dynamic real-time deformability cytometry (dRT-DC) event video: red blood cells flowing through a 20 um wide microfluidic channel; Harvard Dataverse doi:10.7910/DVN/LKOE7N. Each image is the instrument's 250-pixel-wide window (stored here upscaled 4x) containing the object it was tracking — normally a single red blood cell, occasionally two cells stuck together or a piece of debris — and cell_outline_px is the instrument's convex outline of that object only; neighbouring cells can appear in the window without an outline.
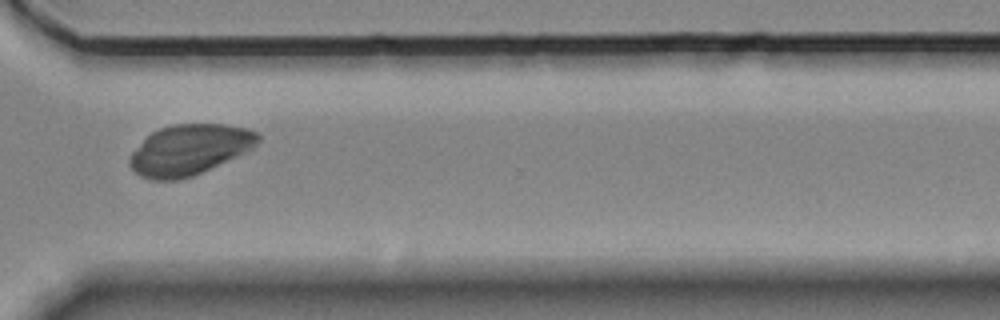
{"species": "Egyptian fruit bat (a non-hibernating species)", "species_latin": "Rousettus aegyptiacus", "temperature_condition": "room temperature", "stored_images_in_passage": 15, "camera_frame_rate_fps": 3000, "um_per_image_px": 0.085, "animal": {"sex": "female"}, "frame": {"image": 1, "passage_image": 11, "time_ms": 12.667, "image_size_px": [1000, 320], "cell_outline_px": [[260, 140], [252, 148], [236, 156], [192, 176], [180, 180], [152, 180], [140, 176], [128, 164], [128, 160], [132, 152], [152, 132], [160, 128], [172, 124], [224, 124], [244, 128], [256, 132], [260, 136]], "centroid_in_image_um": [16.07, 12.73], "position_along_channel_um": 354.5, "area_um2": 37.28}}